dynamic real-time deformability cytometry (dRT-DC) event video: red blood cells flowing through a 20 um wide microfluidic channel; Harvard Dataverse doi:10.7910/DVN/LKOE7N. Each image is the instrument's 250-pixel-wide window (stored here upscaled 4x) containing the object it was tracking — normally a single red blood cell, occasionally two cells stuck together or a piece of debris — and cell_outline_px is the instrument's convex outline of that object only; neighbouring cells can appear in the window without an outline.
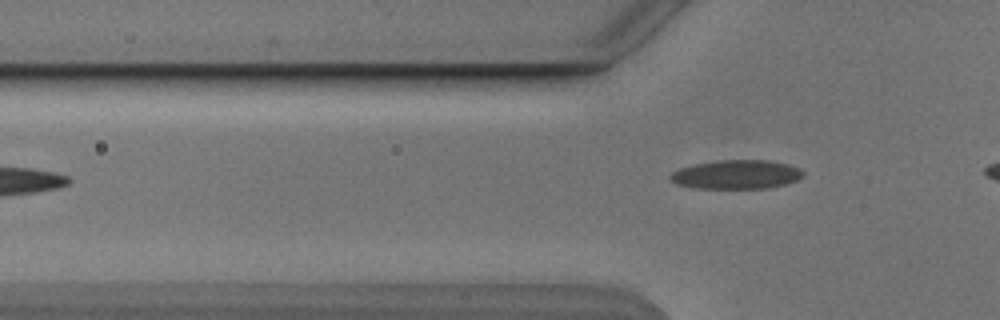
{"species": "Egyptian fruit bat (a non-hibernating species)", "species_latin": "Rousettus aegyptiacus", "temperature_condition": "cold", "stored_images_in_passage": 2, "camera_frame_rate_fps": 3000, "um_per_image_px": 0.085, "animal": {"sex": "male"}, "frame": {"image": 1, "passage_image": 2, "time_ms": 1.333, "image_size_px": [1000, 320], "cell_outline_px": [[804, 176], [796, 180], [784, 184], [764, 188], [696, 188], [676, 184], [668, 176], [672, 172], [680, 168], [696, 164], [720, 160], [772, 160], [788, 164], [800, 168], [804, 172]], "centroid_in_image_um": [62.61, 14.82], "position_along_channel_um": 63.2, "area_um2": 22.31}}